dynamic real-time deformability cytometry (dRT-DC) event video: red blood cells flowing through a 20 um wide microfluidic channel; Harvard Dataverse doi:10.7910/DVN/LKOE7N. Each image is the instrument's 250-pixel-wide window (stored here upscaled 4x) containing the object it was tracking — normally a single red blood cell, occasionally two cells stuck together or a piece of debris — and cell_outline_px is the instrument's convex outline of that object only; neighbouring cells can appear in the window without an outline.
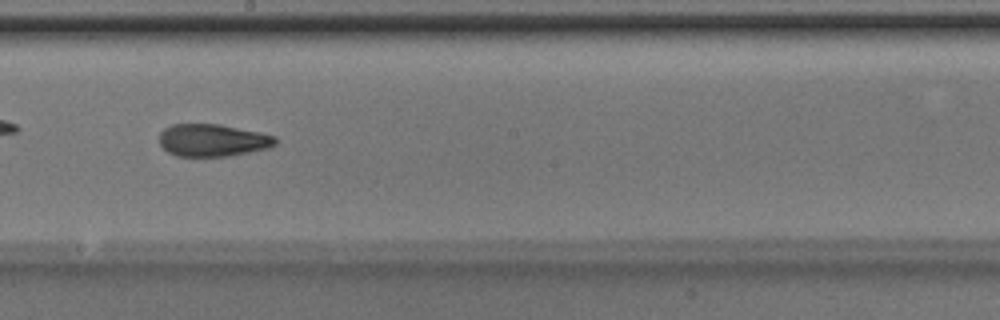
{"species": "Egyptian fruit bat (a non-hibernating species)", "species_latin": "Rousettus aegyptiacus", "temperature_condition": "room temperature", "stored_images_in_passage": 40, "camera_frame_rate_fps": 3000, "um_per_image_px": 0.085, "animal": {"sex": "male"}, "frame": {"image": 1, "passage_image": 23, "time_ms": 7.333, "image_size_px": [1000, 320], "cell_outline_px": [[276, 144], [268, 148], [228, 156], [176, 156], [168, 152], [160, 144], [160, 132], [164, 128], [172, 124], [220, 124], [260, 132], [276, 136]], "centroid_in_image_um": [18.07, 11.91], "position_along_channel_um": 230.1, "area_um2": 21.91}, "authors_computed_cell_mechanics": {"area_um2": 21.9062, "velocity_mm_per_s": 4.226, "shape_relaxation_time_tau1_ms": 7.3743, "shape_relaxation_time_tau2_ms": 2.299, "deformation_change_tau1": 0.2215, "deformation_change_tau2": 0.0989}}